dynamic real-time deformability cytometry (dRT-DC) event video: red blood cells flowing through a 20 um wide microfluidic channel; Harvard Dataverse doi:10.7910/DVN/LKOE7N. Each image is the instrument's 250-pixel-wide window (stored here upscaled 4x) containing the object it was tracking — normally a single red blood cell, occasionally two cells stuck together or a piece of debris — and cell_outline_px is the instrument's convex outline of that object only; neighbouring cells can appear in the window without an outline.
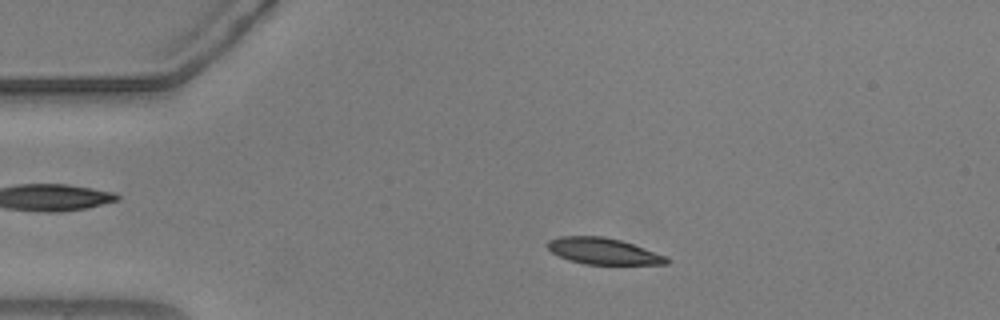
{"species": "common noctule bat (a hibernating species)", "species_latin": "Nyctalus noctula", "temperature_condition": "warm", "stored_images_in_passage": 54, "camera_frame_rate_fps": 3000, "um_per_image_px": 0.085, "animal": {"sex": "male", "body_mass_g": 20.5, "forearm_length_mm": 52.5}, "frame": {"image": 1, "passage_image": 10, "time_ms": 3.0, "image_size_px": [1000, 320], "cell_outline_px": [[668, 264], [584, 264], [568, 260], [552, 252], [544, 244], [548, 240], [560, 236], [604, 236], [620, 240], [668, 256]], "centroid_in_image_um": [51.24, 21.34], "position_along_channel_um": 33.8, "area_um2": 18.26}}
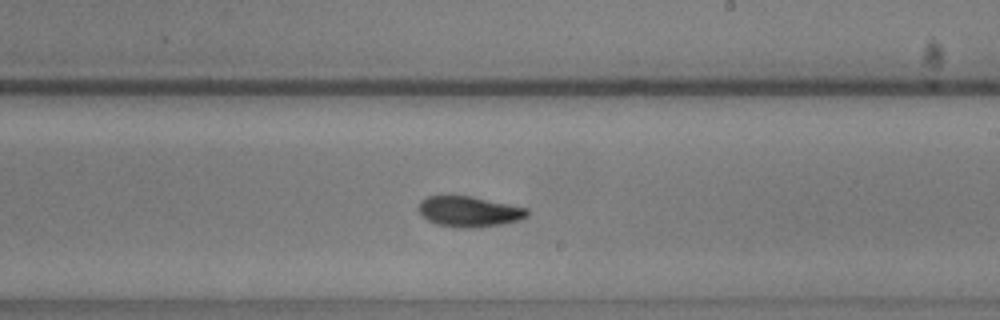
{"frame": {"image": 2, "passage_image": 31, "time_ms": 10.0, "image_size_px": [1000, 320], "cell_outline_px": [[528, 216], [520, 220], [504, 224], [476, 228], [452, 228], [436, 224], [428, 220], [420, 212], [420, 200], [428, 196], [472, 196], [528, 208]], "centroid_in_image_um": [39.91, 18.0], "position_along_channel_um": 249.1, "area_um2": 19.48}}
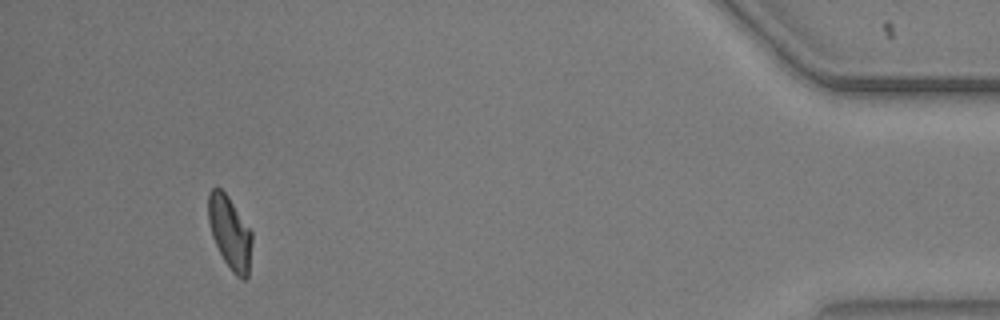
{"frame": {"image": 3, "passage_image": 50, "time_ms": 16.333, "image_size_px": [1000, 320], "cell_outline_px": [[252, 240], [248, 276], [244, 280], [240, 280], [232, 272], [224, 260], [212, 236], [208, 220], [208, 192], [212, 188], [220, 188], [228, 196], [252, 232]], "centroid_in_image_um": [19.54, 19.78], "position_along_channel_um": 415.7, "area_um2": 18.44}, "authors_computed_cell_mechanics": {"area_um2": 19.2763, "velocity_mm_per_s": 3.692, "shape_relaxation_time_tau1_ms": null, "shape_relaxation_time_tau2_ms": 2.751, "deformation_change_tau1": null, "deformation_change_tau2": 0.0899}}